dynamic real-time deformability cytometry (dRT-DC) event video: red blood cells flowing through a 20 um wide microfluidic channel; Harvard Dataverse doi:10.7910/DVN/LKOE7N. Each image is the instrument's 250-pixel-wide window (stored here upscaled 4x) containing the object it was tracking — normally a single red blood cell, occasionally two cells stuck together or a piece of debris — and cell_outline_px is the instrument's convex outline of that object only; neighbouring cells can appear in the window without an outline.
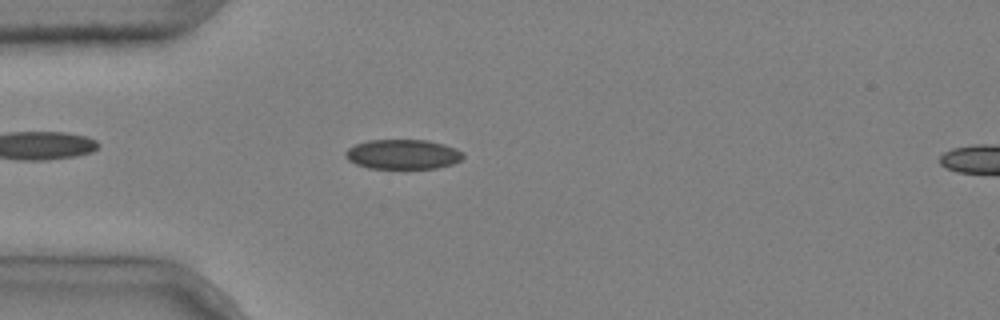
{"species": "common noctule bat (a hibernating species)", "species_latin": "Nyctalus noctula", "temperature_condition": "cold", "stored_images_in_passage": 4, "segment_of_instrument_passage": [1, 2], "camera_frame_rate_fps": 3000, "um_per_image_px": 0.085, "animal": {"sex": "male", "body_mass_g": 20.4}, "frame": {"image": 1, "passage_image": 3, "time_ms": 0.667, "image_size_px": [1000, 320], "cell_outline_px": [[464, 156], [460, 160], [452, 164], [436, 168], [368, 168], [356, 164], [348, 160], [344, 156], [344, 152], [348, 148], [356, 144], [368, 140], [428, 140], [444, 144], [456, 148], [464, 152]], "centroid_in_image_um": [34.24, 13.11], "position_along_channel_um": 50.8, "area_um2": 20.46}}